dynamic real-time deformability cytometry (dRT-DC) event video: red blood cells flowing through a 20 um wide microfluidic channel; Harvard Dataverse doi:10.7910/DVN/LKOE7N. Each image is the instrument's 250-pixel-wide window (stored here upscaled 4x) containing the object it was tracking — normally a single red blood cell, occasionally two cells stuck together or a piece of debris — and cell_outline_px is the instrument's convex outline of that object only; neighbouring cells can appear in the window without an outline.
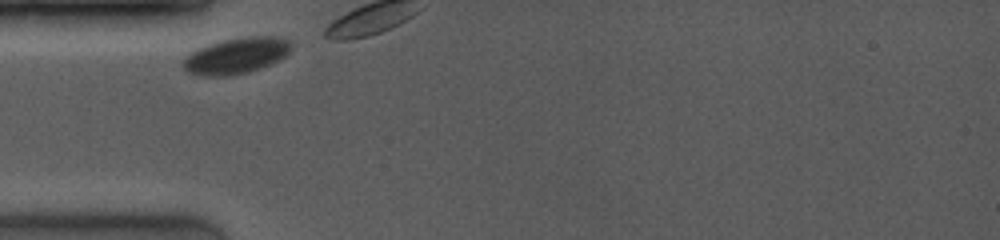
{"species": "common noctule bat (a hibernating species)", "species_latin": "Nyctalus noctula", "temperature_condition": "room temperature", "stored_images_in_passage": 4, "camera_frame_rate_fps": 4000, "um_per_image_px": 0.085, "animal": {"sex": "female", "body_mass_g": 19.0, "forearm_length_mm": 53.3}, "frame": {"image": 1, "passage_image": 1, "time_ms": 0.0, "image_size_px": [1000, 240], "cell_outline_px": [[288, 52], [284, 56], [268, 64], [244, 72], [224, 76], [212, 76], [188, 72], [184, 68], [184, 60], [192, 52], [200, 48], [224, 40], [248, 36], [272, 36], [288, 40]], "centroid_in_image_um": [20.06, 4.72], "position_along_channel_um": 64.9, "area_um2": 21.44}}